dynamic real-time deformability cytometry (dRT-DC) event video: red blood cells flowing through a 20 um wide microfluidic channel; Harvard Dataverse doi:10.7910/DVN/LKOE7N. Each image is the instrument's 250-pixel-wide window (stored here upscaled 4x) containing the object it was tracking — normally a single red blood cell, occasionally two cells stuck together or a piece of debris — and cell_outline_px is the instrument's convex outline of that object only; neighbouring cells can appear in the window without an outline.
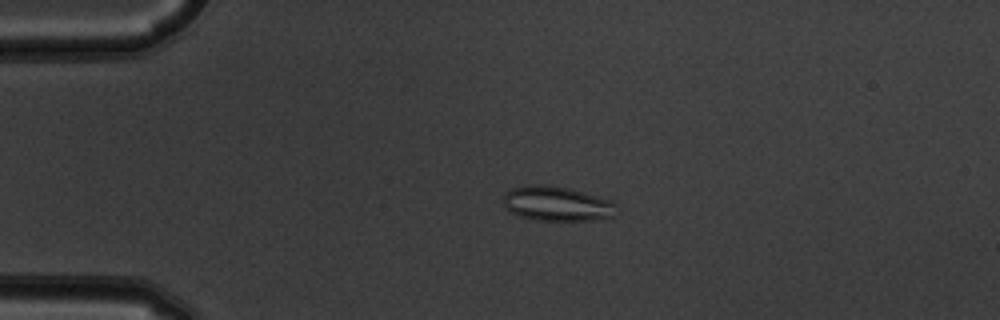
{"species": "common noctule bat (a hibernating species)", "species_latin": "Nyctalus noctula", "temperature_condition": "warm", "stored_images_in_passage": 3, "camera_frame_rate_fps": 3000, "um_per_image_px": 0.085, "animal": {"sex": "male", "body_mass_g": 19.5, "forearm_length_mm": 54.6}, "frame": {"image": 1, "passage_image": 2, "time_ms": 0.333, "image_size_px": [1000, 320], "cell_outline_px": [[616, 216], [600, 220], [536, 220], [520, 216], [508, 212], [504, 208], [504, 192], [512, 188], [524, 184], [544, 184], [572, 188], [612, 200], [616, 204]], "centroid_in_image_um": [47.34, 17.3], "position_along_channel_um": 37.7, "area_um2": 23.52}}